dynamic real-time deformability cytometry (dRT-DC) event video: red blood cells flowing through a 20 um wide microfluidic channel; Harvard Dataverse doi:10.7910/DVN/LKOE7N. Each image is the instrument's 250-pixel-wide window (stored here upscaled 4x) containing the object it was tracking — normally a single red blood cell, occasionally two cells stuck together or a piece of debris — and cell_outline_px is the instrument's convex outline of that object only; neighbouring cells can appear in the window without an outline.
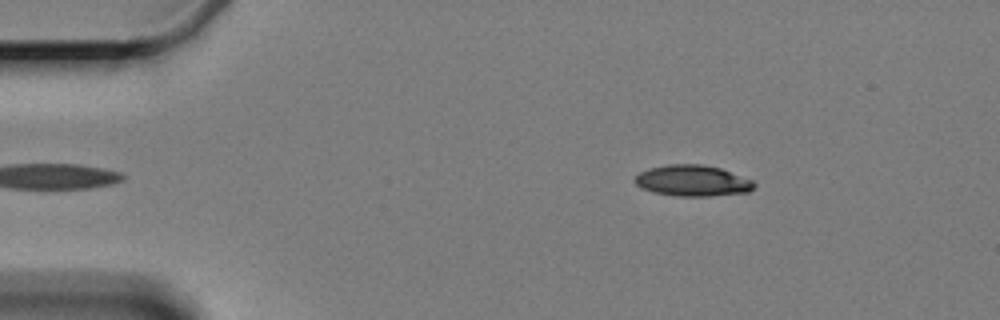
{"species": "Egyptian fruit bat (a non-hibernating species)", "species_latin": "Rousettus aegyptiacus", "temperature_condition": "cold", "stored_images_in_passage": 4, "camera_frame_rate_fps": 3000, "um_per_image_px": 0.085, "animal": {"sex": "female"}, "frame": {"image": 1, "passage_image": 4, "time_ms": 4.333, "image_size_px": [1000, 320], "cell_outline_px": [[756, 184], [748, 192], [708, 196], [676, 196], [652, 192], [640, 188], [632, 180], [640, 172], [648, 168], [668, 164], [700, 164], [720, 168], [752, 180]], "centroid_in_image_um": [58.81, 15.36], "position_along_channel_um": 26.2, "area_um2": 21.62}}